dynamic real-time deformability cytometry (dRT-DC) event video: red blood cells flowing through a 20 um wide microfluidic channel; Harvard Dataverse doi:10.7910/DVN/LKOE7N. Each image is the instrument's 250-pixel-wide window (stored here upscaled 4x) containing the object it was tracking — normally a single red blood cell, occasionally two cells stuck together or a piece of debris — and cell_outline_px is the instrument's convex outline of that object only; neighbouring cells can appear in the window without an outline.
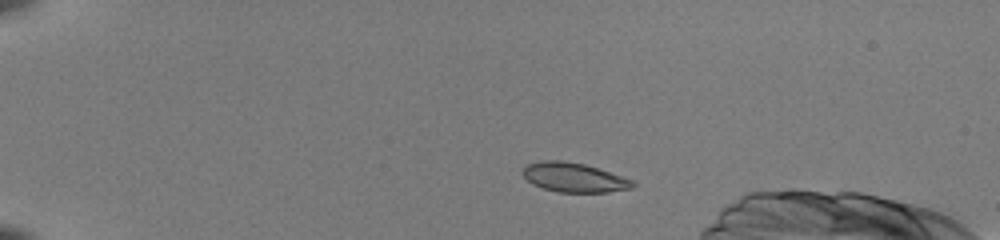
{"species": "common noctule bat (a hibernating species)", "species_latin": "Nyctalus noctula", "temperature_condition": "room temperature", "stored_images_in_passage": 42, "camera_frame_rate_fps": 3000, "um_per_image_px": 0.085, "animal": {"sex": "female", "body_mass_g": 22.0, "forearm_length_mm": 56.7}, "frame": {"image": 1, "passage_image": 1, "time_ms": 0.0, "image_size_px": [1000, 240], "cell_outline_px": [[636, 184], [632, 188], [608, 192], [556, 192], [532, 184], [520, 172], [524, 164], [540, 160], [564, 160], [584, 164], [632, 180]], "centroid_in_image_um": [48.71, 15.07], "position_along_channel_um": 36.3, "area_um2": 18.84}}
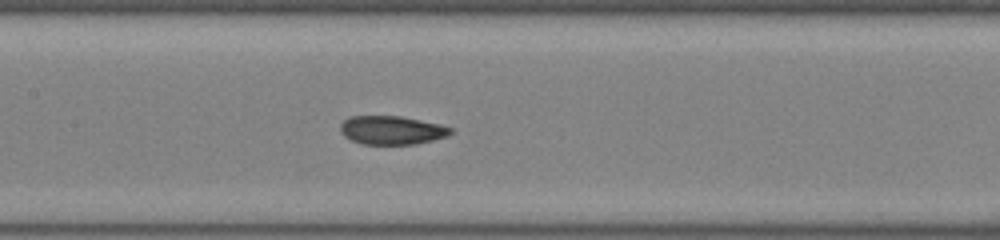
{"frame": {"image": 2, "passage_image": 17, "time_ms": 5.333, "image_size_px": [1000, 240], "cell_outline_px": [[452, 132], [448, 136], [416, 144], [360, 144], [344, 136], [340, 132], [340, 124], [348, 116], [400, 116], [440, 124], [452, 128]], "centroid_in_image_um": [33.28, 11.06], "position_along_channel_um": 174.1, "area_um2": 18.44}}
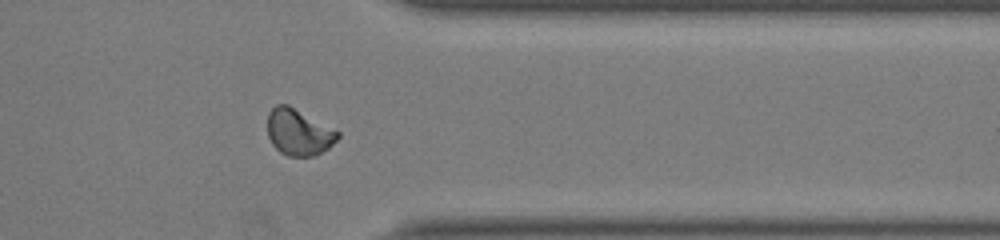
{"frame": {"image": 3, "passage_image": 33, "time_ms": 10.667, "image_size_px": [1000, 240], "cell_outline_px": [[340, 136], [328, 148], [312, 156], [288, 156], [280, 152], [272, 144], [268, 136], [268, 112], [276, 104], [288, 104], [340, 132]], "centroid_in_image_um": [25.37, 11.22], "position_along_channel_um": 386.0, "area_um2": 18.84}, "authors_computed_cell_mechanics": {"area_um2": 18.2359, "velocity_mm_per_s": 4.019, "shape_relaxation_time_tau1_ms": 4.9045, "shape_relaxation_time_tau2_ms": 1.0037, "deformation_change_tau1": 0.1842, "deformation_change_tau2": 0.0564}}